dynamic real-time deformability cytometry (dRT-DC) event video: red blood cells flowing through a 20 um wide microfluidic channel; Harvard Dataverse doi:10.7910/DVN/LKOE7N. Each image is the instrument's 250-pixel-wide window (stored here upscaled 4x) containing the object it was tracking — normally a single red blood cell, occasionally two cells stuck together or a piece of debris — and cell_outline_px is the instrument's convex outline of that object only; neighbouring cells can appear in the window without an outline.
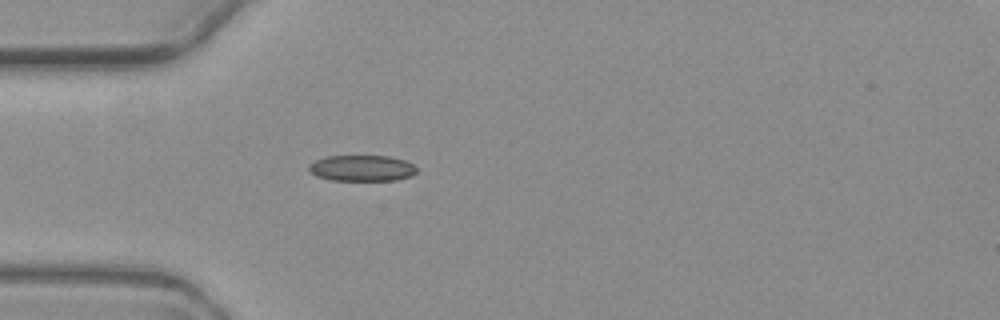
{"species": "common noctule bat (a hibernating species)", "species_latin": "Nyctalus noctula", "temperature_condition": "warm", "stored_images_in_passage": 1, "camera_frame_rate_fps": 3000, "um_per_image_px": 0.085, "animal": {"sex": "female", "body_mass_g": 19.3, "forearm_length_mm": 54.1}, "frame": {"image": 1, "passage_image": 1, "time_ms": 0.0, "image_size_px": [1000, 320], "cell_outline_px": [[416, 172], [412, 176], [396, 180], [332, 180], [316, 176], [308, 168], [308, 164], [316, 160], [328, 156], [388, 156], [404, 160], [412, 164], [416, 168]], "centroid_in_image_um": [30.76, 14.29], "position_along_channel_um": 54.2, "area_um2": 16.24}}